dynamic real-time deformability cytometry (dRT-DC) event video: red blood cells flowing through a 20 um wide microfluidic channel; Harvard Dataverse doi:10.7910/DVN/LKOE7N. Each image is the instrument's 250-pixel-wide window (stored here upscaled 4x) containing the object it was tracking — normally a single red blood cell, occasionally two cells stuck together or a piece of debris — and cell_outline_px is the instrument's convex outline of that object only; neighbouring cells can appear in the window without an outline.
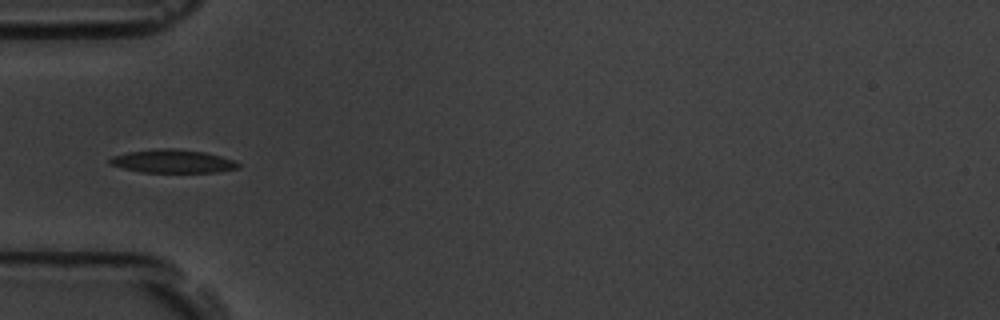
{"species": "common noctule bat (a hibernating species)", "species_latin": "Nyctalus noctula", "temperature_condition": "room temperature", "stored_images_in_passage": 6, "camera_frame_rate_fps": 3000, "um_per_image_px": 0.085, "animal": {"sex": "male", "body_mass_g": 19.5, "forearm_length_mm": 54.6}, "frame": {"image": 1, "passage_image": 5, "time_ms": 5.333, "image_size_px": [1000, 320], "cell_outline_px": [[240, 168], [220, 172], [140, 172], [108, 164], [108, 160], [112, 156], [128, 152], [156, 148], [172, 148], [204, 152], [236, 160], [240, 164]], "centroid_in_image_um": [14.7, 13.71], "position_along_channel_um": 70.3, "area_um2": 17.57}}
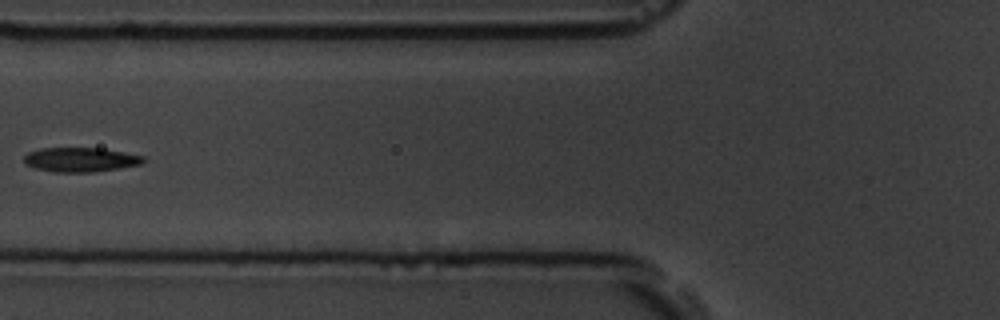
{"frame": {"image": 2, "passage_image": 6, "time_ms": 6.667, "image_size_px": [1000, 320], "cell_outline_px": [[148, 160], [140, 164], [120, 168], [96, 172], [56, 172], [36, 168], [24, 164], [24, 156], [28, 152], [40, 148], [100, 148], [124, 152], [144, 156]], "centroid_in_image_um": [6.86, 13.57], "position_along_channel_um": 118.9, "area_um2": 17.05}}